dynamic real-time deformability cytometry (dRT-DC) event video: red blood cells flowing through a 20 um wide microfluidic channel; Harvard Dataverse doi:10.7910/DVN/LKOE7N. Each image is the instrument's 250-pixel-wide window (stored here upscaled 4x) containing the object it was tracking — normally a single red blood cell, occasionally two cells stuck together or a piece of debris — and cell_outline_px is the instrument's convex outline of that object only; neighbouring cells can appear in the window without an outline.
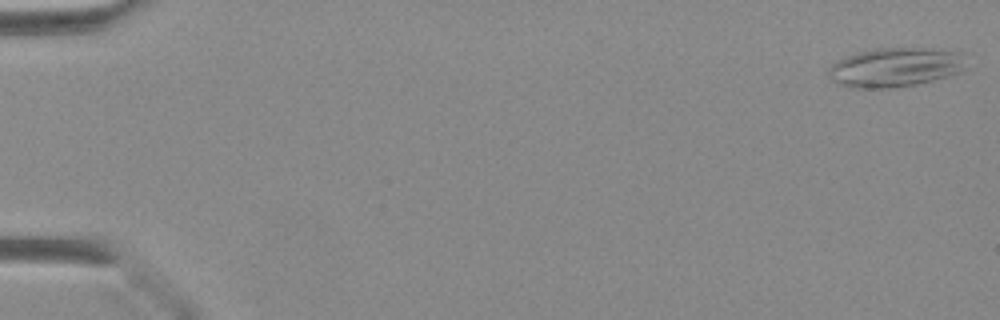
{"species": "Egyptian fruit bat (a non-hibernating species)", "species_latin": "Rousettus aegyptiacus", "temperature_condition": "warm", "stored_images_in_passage": 10, "camera_frame_rate_fps": 3000, "um_per_image_px": 0.085, "animal": {"sex": "female"}, "frame": {"image": 1, "passage_image": 1, "time_ms": 0.0, "image_size_px": [1000, 320], "cell_outline_px": [[964, 68], [960, 72], [948, 76], [916, 84], [892, 88], [852, 88], [836, 84], [828, 76], [828, 68], [832, 64], [848, 56], [860, 52], [876, 48], [924, 48], [960, 52]], "centroid_in_image_um": [76.04, 5.74], "position_along_channel_um": 9.0, "area_um2": 31.15}}